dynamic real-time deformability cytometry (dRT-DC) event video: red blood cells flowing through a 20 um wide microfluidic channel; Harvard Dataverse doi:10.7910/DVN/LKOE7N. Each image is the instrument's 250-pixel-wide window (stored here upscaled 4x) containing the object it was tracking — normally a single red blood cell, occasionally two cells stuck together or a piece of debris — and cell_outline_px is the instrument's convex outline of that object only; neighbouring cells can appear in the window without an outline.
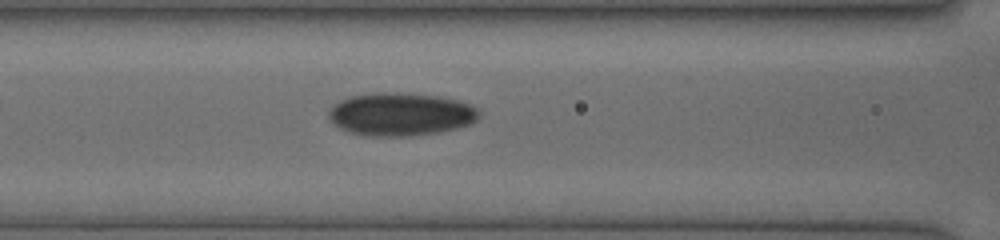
{"species": "human", "species_latin": "Homo sapiens", "temperature_condition": "cold", "stored_images_in_passage": 37, "camera_frame_rate_fps": 3000, "um_per_image_px": 0.085, "donor": {"sex": "female"}, "frame": {"image": 1, "passage_image": 14, "time_ms": 4.333, "image_size_px": [1000, 240], "cell_outline_px": [[480, 116], [472, 124], [440, 132], [408, 136], [372, 136], [352, 132], [340, 128], [328, 116], [328, 112], [332, 104], [340, 100], [352, 96], [372, 92], [396, 92], [436, 96], [460, 100], [476, 108], [480, 112]], "centroid_in_image_um": [34.07, 9.7], "position_along_channel_um": 132.5, "area_um2": 37.69}}
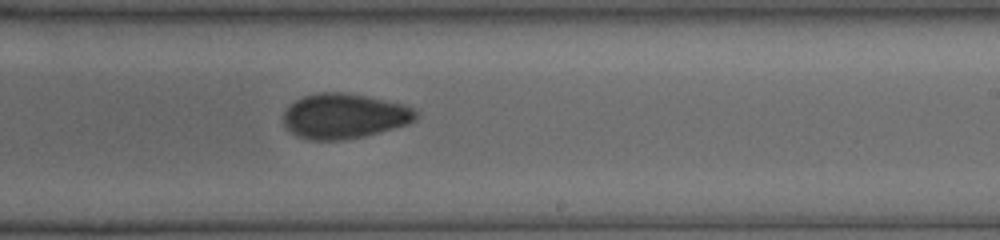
{"frame": {"image": 2, "passage_image": 23, "time_ms": 7.333, "image_size_px": [1000, 240], "cell_outline_px": [[420, 116], [416, 120], [408, 124], [364, 136], [344, 140], [308, 140], [296, 136], [284, 124], [284, 112], [296, 100], [304, 96], [316, 92], [348, 92], [368, 96], [404, 104], [412, 108]], "centroid_in_image_um": [29.28, 9.86], "position_along_channel_um": 259.7, "area_um2": 34.91}}
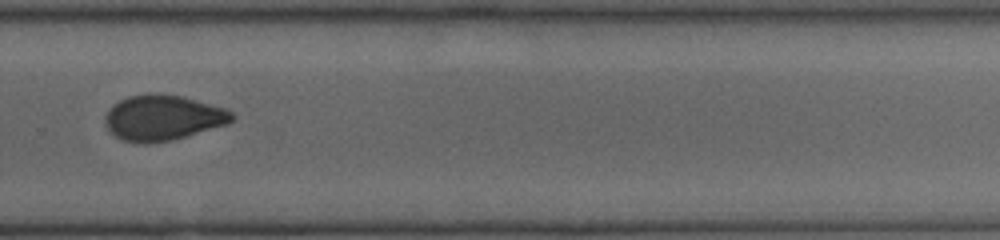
{"frame": {"image": 3, "passage_image": 27, "time_ms": 8.667, "image_size_px": [1000, 240], "cell_outline_px": [[236, 116], [228, 124], [172, 140], [148, 144], [144, 144], [124, 140], [116, 136], [108, 128], [104, 120], [104, 116], [112, 104], [128, 96], [148, 92], [152, 92], [180, 96], [228, 108]], "centroid_in_image_um": [13.85, 9.99], "position_along_channel_um": 315.9, "area_um2": 33.81}}